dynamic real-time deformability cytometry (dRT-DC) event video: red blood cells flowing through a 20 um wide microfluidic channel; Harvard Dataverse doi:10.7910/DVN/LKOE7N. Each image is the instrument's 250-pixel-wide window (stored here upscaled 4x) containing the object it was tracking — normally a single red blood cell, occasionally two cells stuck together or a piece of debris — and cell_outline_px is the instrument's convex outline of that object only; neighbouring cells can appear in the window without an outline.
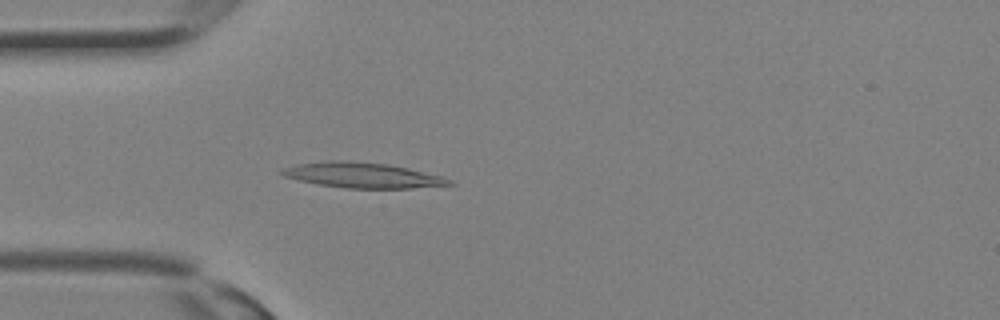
{"species": "Egyptian fruit bat (a non-hibernating species)", "species_latin": "Rousettus aegyptiacus", "temperature_condition": "room temperature", "stored_images_in_passage": 20, "camera_frame_rate_fps": 3000, "um_per_image_px": 0.085, "animal": {"sex": "female"}, "frame": {"image": 1, "passage_image": 8, "time_ms": 2.333, "image_size_px": [1000, 320], "cell_outline_px": [[456, 184], [412, 188], [344, 188], [316, 184], [284, 176], [280, 172], [284, 168], [296, 164], [328, 160], [348, 160], [388, 164], [408, 168], [440, 176], [452, 180]], "centroid_in_image_um": [30.81, 14.89], "position_along_channel_um": 54.2, "area_um2": 24.62}}
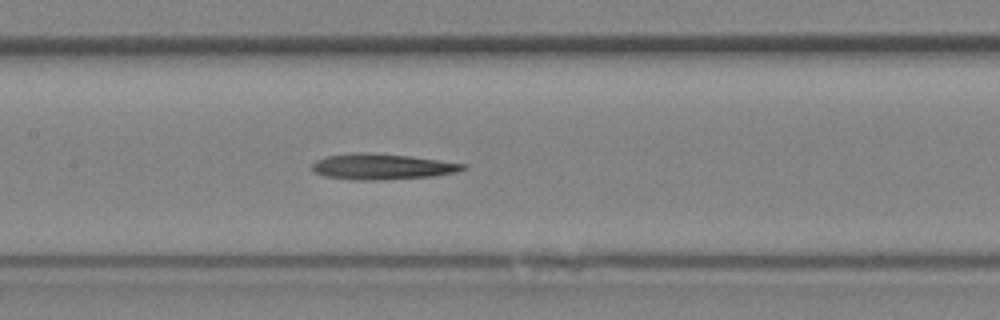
{"frame": {"image": 2, "passage_image": 14, "time_ms": 4.333, "image_size_px": [1000, 320], "cell_outline_px": [[468, 168], [456, 172], [432, 176], [384, 180], [352, 180], [324, 176], [316, 172], [312, 168], [312, 164], [316, 160], [324, 156], [352, 152], [368, 152], [408, 156], [468, 164]], "centroid_in_image_um": [32.46, 14.16], "position_along_channel_um": 174.9, "area_um2": 22.83}}
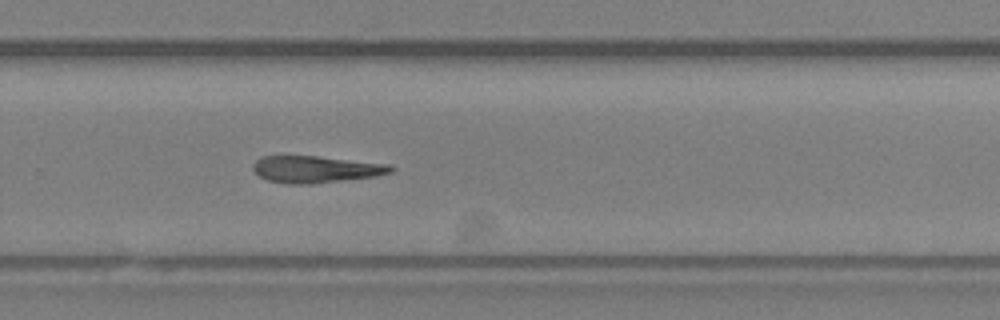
{"frame": {"image": 3, "passage_image": 20, "time_ms": 6.333, "image_size_px": [1000, 320], "cell_outline_px": [[396, 168], [392, 172], [372, 176], [312, 184], [288, 184], [268, 180], [260, 176], [252, 168], [252, 164], [260, 156], [316, 156], [392, 164]], "centroid_in_image_um": [26.84, 14.38], "position_along_channel_um": 303.0, "area_um2": 21.5}}